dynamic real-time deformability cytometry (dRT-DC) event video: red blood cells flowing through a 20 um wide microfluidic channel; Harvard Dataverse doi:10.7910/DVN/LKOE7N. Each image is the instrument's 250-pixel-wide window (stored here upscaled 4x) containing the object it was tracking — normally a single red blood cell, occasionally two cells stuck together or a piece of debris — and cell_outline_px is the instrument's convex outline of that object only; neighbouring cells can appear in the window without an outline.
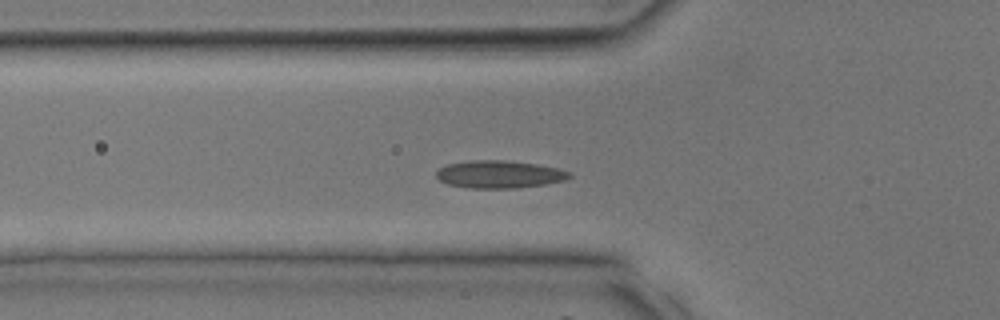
{"species": "common noctule bat (a hibernating species)", "species_latin": "Nyctalus noctula", "temperature_condition": "room temperature", "stored_images_in_passage": 29, "segment_of_instrument_passage": [1, 2], "camera_frame_rate_fps": 3000, "um_per_image_px": 0.085, "animal": {"sex": "male", "body_mass_g": 17.9, "forearm_length_mm": 54.2}, "frame": {"image": 1, "passage_image": 4, "time_ms": 1.0, "image_size_px": [1000, 320], "cell_outline_px": [[572, 176], [564, 180], [544, 184], [516, 188], [472, 188], [448, 184], [440, 180], [436, 176], [436, 172], [440, 168], [448, 164], [468, 160], [504, 160], [536, 164], [556, 168], [572, 172]], "centroid_in_image_um": [42.44, 14.81], "position_along_channel_um": 83.4, "area_um2": 21.27}}
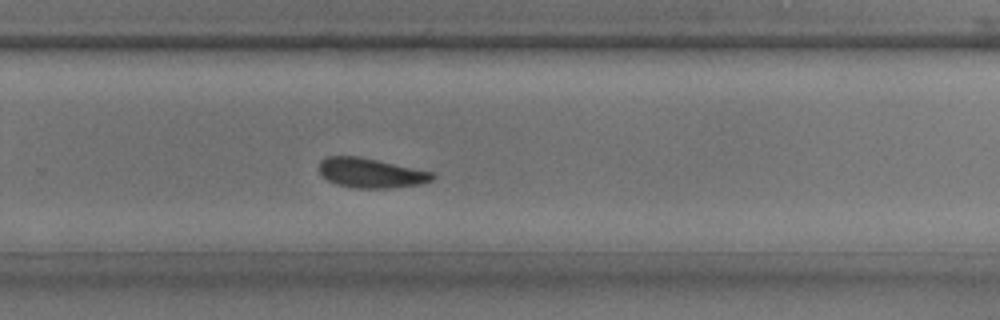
{"frame": {"image": 2, "passage_image": 16, "time_ms": 5.0, "image_size_px": [1000, 320], "cell_outline_px": [[436, 176], [432, 180], [420, 184], [392, 188], [356, 188], [336, 184], [320, 176], [320, 160], [328, 156], [360, 156], [436, 172]], "centroid_in_image_um": [31.56, 14.7], "position_along_channel_um": 298.2, "area_um2": 19.88}}
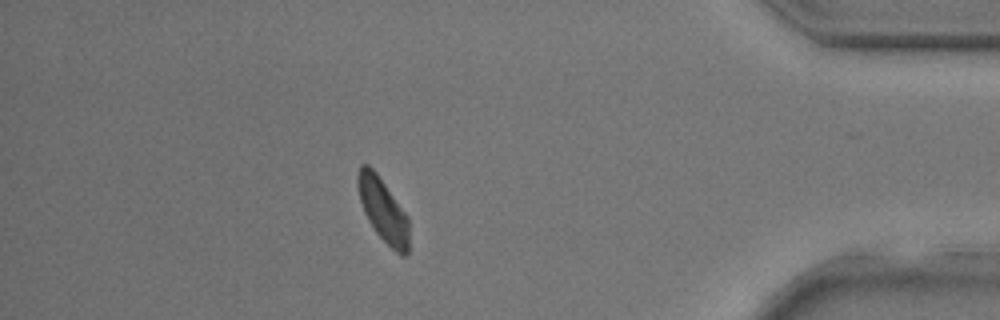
{"frame": {"image": 3, "passage_image": 24, "time_ms": 7.667, "image_size_px": [1000, 320], "cell_outline_px": [[408, 252], [404, 256], [400, 256], [376, 232], [368, 220], [364, 212], [360, 200], [356, 184], [356, 176], [360, 164], [368, 164], [376, 172], [408, 216]], "centroid_in_image_um": [32.53, 17.82], "position_along_channel_um": 402.7, "area_um2": 18.9}}